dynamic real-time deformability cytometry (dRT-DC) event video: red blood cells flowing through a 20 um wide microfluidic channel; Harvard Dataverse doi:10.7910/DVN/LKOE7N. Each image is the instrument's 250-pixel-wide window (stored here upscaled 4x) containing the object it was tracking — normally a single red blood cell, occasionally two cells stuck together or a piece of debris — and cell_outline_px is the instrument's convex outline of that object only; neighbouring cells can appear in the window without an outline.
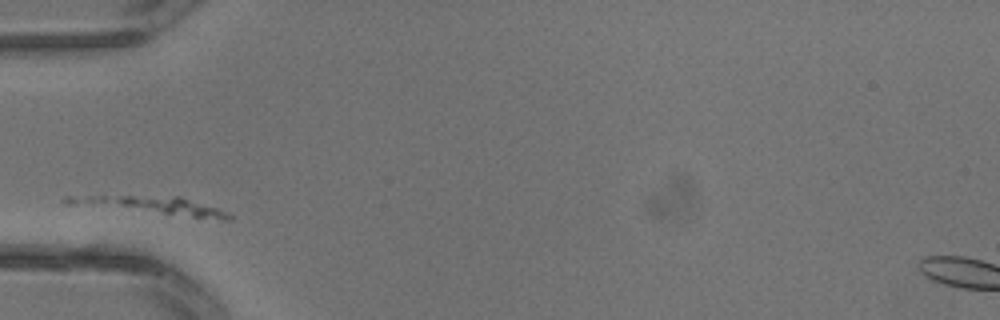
{"species": "common noctule bat (a hibernating species)", "species_latin": "Nyctalus noctula", "temperature_condition": "warm", "stored_images_in_passage": 1, "camera_frame_rate_fps": 3000, "um_per_image_px": 0.085, "animal": {"sex": "male", "body_mass_g": 13.3}, "frame": {"image": 1, "passage_image": 1, "time_ms": 0.0, "image_size_px": [1000, 320], "cell_outline_px": [[232, 220], [220, 220], [164, 212], [120, 204], [112, 200], [120, 196], [180, 196], [216, 208], [232, 216]], "centroid_in_image_um": [14.81, 17.53], "position_along_channel_um": 70.2, "area_um2": 10.81}}